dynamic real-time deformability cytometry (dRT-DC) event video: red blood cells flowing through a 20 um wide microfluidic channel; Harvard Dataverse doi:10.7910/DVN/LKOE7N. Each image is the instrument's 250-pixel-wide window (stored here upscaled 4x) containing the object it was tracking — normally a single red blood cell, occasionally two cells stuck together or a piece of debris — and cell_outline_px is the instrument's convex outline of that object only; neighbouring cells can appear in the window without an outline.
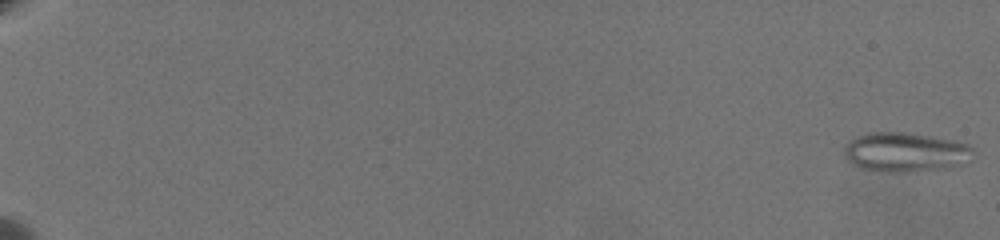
{"species": "common noctule bat (a hibernating species)", "species_latin": "Nyctalus noctula", "temperature_condition": "warm", "stored_images_in_passage": 67, "camera_frame_rate_fps": 3000, "um_per_image_px": 0.085, "animal": {"sex": "female", "body_mass_g": 19.5, "forearm_length_mm": 54.1}, "frame": {"image": 1, "passage_image": 1, "time_ms": 0.0, "image_size_px": [1000, 240], "cell_outline_px": [[972, 152], [956, 164], [948, 168], [908, 172], [884, 172], [860, 168], [852, 164], [844, 156], [844, 148], [852, 140], [860, 136], [876, 132], [900, 132], [948, 140], [964, 144], [972, 148]], "centroid_in_image_um": [76.83, 12.96], "position_along_channel_um": 8.2, "area_um2": 28.44}}
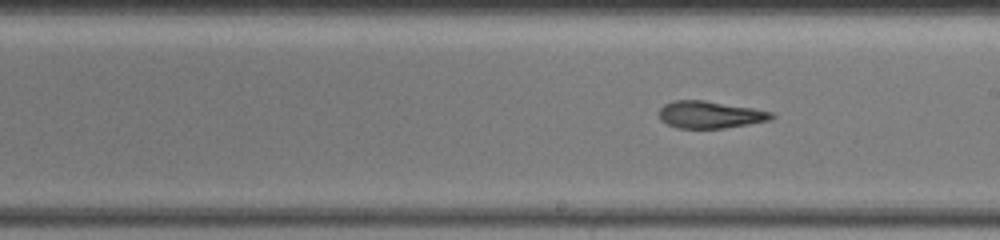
{"frame": {"image": 2, "passage_image": 42, "time_ms": 13.667, "image_size_px": [1000, 240], "cell_outline_px": [[776, 116], [768, 120], [748, 124], [724, 128], [676, 128], [660, 120], [660, 108], [664, 104], [672, 100], [704, 100], [752, 108], [772, 112]], "centroid_in_image_um": [60.32, 9.74], "position_along_channel_um": 228.7, "area_um2": 17.69}}
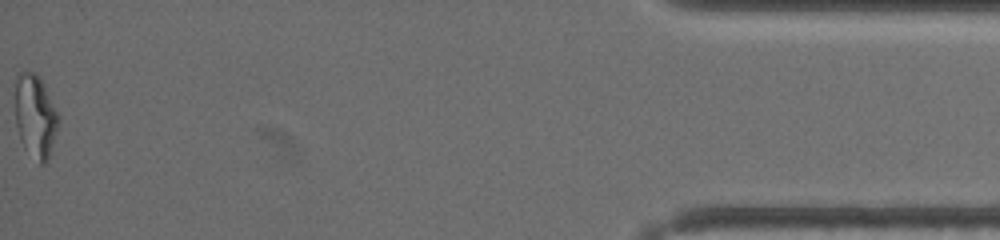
{"frame": {"image": 3, "passage_image": 67, "time_ms": 22.0, "image_size_px": [1000, 240], "cell_outline_px": [[56, 128], [48, 160], [44, 164], [40, 164], [24, 148], [20, 140], [16, 124], [16, 80], [20, 72], [36, 72], [40, 76], [44, 84], [56, 112]], "centroid_in_image_um": [2.97, 9.87], "position_along_channel_um": 432.2, "area_um2": 20.29}, "authors_computed_cell_mechanics": {"area_um2": 19.5942, "velocity_mm_per_s": 3.3699, "shape_relaxation_time_tau1_ms": null, "shape_relaxation_time_tau2_ms": 1.3718, "deformation_change_tau1": null, "deformation_change_tau2": 0.086}}